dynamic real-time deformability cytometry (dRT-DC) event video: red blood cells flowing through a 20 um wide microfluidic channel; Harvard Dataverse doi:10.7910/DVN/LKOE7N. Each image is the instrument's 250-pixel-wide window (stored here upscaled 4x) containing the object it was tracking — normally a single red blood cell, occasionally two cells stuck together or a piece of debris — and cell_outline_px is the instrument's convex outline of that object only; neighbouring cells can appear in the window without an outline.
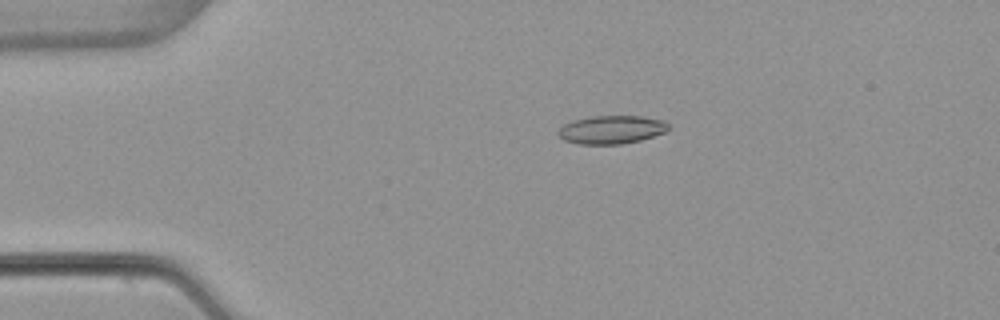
{"species": "common noctule bat (a hibernating species)", "species_latin": "Nyctalus noctula", "temperature_condition": "warm", "stored_images_in_passage": 43, "camera_frame_rate_fps": 3000, "um_per_image_px": 0.085, "animal": {"sex": "female", "body_mass_g": 22.7, "forearm_length_mm": 54.2}, "frame": {"image": 1, "passage_image": 1, "time_ms": 0.0, "image_size_px": [1000, 320], "cell_outline_px": [[668, 128], [664, 132], [640, 140], [620, 144], [576, 144], [564, 140], [556, 132], [564, 124], [572, 120], [592, 116], [640, 116], [664, 120], [668, 124]], "centroid_in_image_um": [51.94, 11.02], "position_along_channel_um": 33.1, "area_um2": 18.09}}
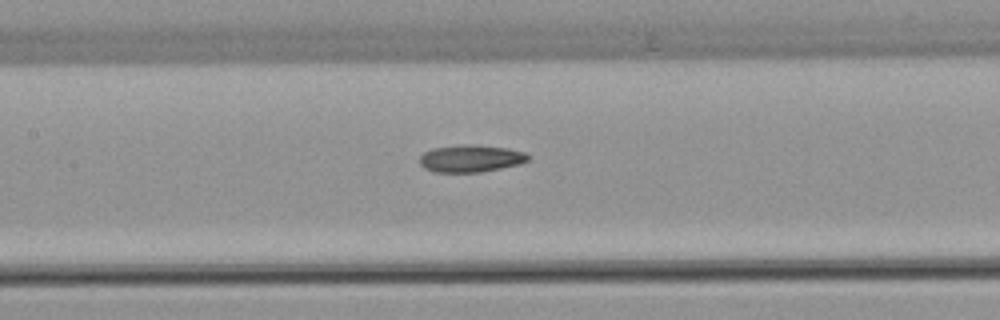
{"frame": {"image": 2, "passage_image": 15, "time_ms": 4.667, "image_size_px": [1000, 320], "cell_outline_px": [[528, 160], [520, 164], [480, 172], [432, 172], [424, 168], [420, 164], [420, 156], [424, 152], [432, 148], [460, 144], [480, 144], [508, 148], [524, 152], [528, 156]], "centroid_in_image_um": [39.98, 13.46], "position_along_channel_um": 167.4, "area_um2": 17.4}}
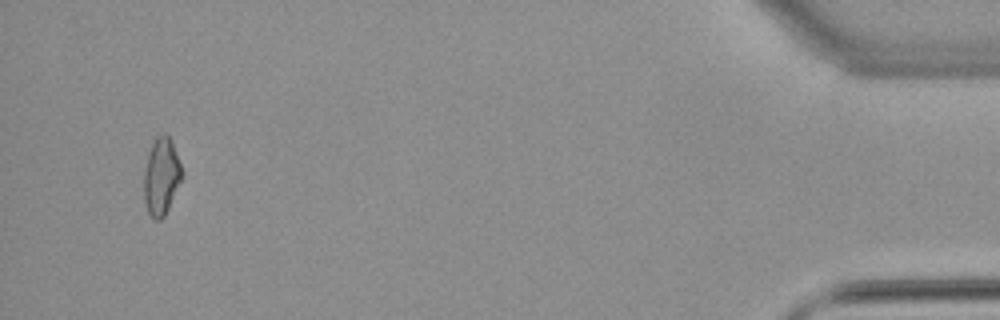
{"frame": {"image": 3, "passage_image": 41, "time_ms": 13.333, "image_size_px": [1000, 320], "cell_outline_px": [[184, 176], [164, 216], [160, 220], [152, 220], [148, 212], [144, 200], [144, 172], [152, 140], [156, 136], [164, 132], [172, 140], [184, 172]], "centroid_in_image_um": [13.73, 14.97], "position_along_channel_um": 421.5, "area_um2": 17.4}}